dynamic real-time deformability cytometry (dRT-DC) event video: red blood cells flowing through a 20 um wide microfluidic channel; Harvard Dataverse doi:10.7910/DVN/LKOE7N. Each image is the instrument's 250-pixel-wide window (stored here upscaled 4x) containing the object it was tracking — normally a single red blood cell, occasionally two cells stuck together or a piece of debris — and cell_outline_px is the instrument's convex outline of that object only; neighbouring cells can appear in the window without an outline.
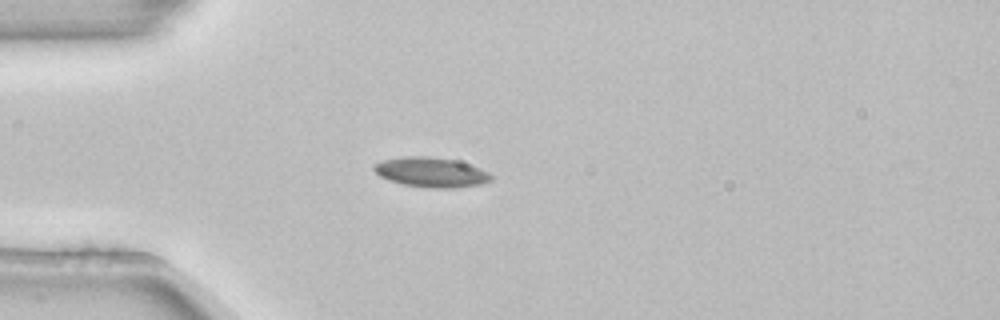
{"species": "common noctule bat (a hibernating species)", "species_latin": "Nyctalus noctula", "temperature_condition": "room temperature", "stored_images_in_passage": 4, "camera_frame_rate_fps": 3000, "um_per_image_px": 0.085, "animal": {"sex": "female", "body_mass_g": 22.7, "forearm_length_mm": 54.2}, "frame": {"image": 1, "passage_image": 4, "time_ms": 1.0, "image_size_px": [1000, 320], "cell_outline_px": [[492, 180], [480, 184], [456, 188], [428, 188], [404, 184], [388, 180], [380, 176], [372, 168], [372, 164], [384, 160], [404, 156], [428, 156], [456, 160], [488, 172], [492, 176]], "centroid_in_image_um": [36.61, 14.64], "position_along_channel_um": 48.4, "area_um2": 20.29}}